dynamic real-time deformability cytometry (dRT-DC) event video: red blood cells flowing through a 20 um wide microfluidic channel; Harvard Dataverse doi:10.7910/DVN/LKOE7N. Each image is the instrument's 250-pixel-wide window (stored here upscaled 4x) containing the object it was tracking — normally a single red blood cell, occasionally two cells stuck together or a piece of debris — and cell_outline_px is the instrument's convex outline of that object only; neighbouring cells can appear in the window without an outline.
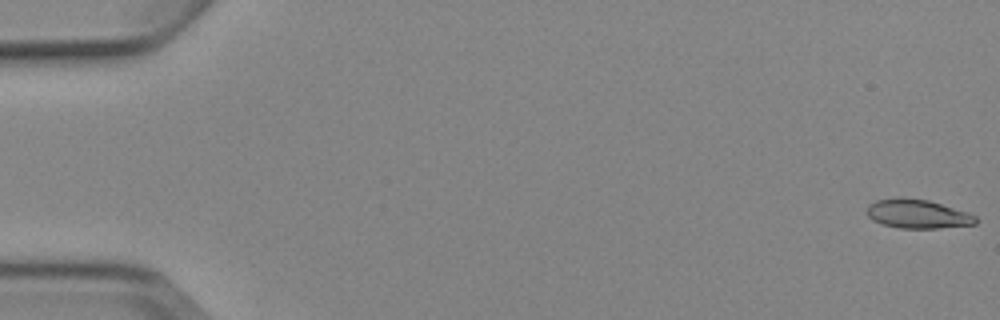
{"species": "Egyptian fruit bat (a non-hibernating species)", "species_latin": "Rousettus aegyptiacus", "temperature_condition": "cold", "stored_images_in_passage": 6, "camera_frame_rate_fps": 3000, "um_per_image_px": 0.085, "animal": {"sex": "female"}, "frame": {"image": 1, "passage_image": 1, "time_ms": 0.0, "image_size_px": [1000, 320], "cell_outline_px": [[976, 224], [936, 228], [900, 228], [880, 224], [872, 220], [868, 216], [868, 204], [876, 200], [900, 196], [928, 200], [968, 212], [976, 216]], "centroid_in_image_um": [77.96, 18.17], "position_along_channel_um": 7.0, "area_um2": 18.44}}